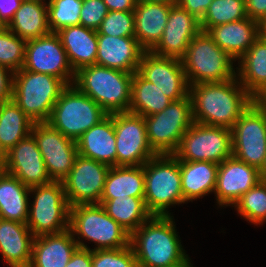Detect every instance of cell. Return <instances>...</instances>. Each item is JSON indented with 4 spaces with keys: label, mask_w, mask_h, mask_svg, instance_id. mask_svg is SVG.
<instances>
[{
    "label": "cell",
    "mask_w": 266,
    "mask_h": 267,
    "mask_svg": "<svg viewBox=\"0 0 266 267\" xmlns=\"http://www.w3.org/2000/svg\"><path fill=\"white\" fill-rule=\"evenodd\" d=\"M7 28L25 40L48 35L51 30L48 24L47 2L23 0Z\"/></svg>",
    "instance_id": "f546056e"
},
{
    "label": "cell",
    "mask_w": 266,
    "mask_h": 267,
    "mask_svg": "<svg viewBox=\"0 0 266 267\" xmlns=\"http://www.w3.org/2000/svg\"><path fill=\"white\" fill-rule=\"evenodd\" d=\"M107 115L93 99L69 85L61 92L47 122L65 137L76 141Z\"/></svg>",
    "instance_id": "ba28073f"
},
{
    "label": "cell",
    "mask_w": 266,
    "mask_h": 267,
    "mask_svg": "<svg viewBox=\"0 0 266 267\" xmlns=\"http://www.w3.org/2000/svg\"><path fill=\"white\" fill-rule=\"evenodd\" d=\"M115 143L114 114L107 115L76 140L79 155L110 167L116 166Z\"/></svg>",
    "instance_id": "7402d4cb"
},
{
    "label": "cell",
    "mask_w": 266,
    "mask_h": 267,
    "mask_svg": "<svg viewBox=\"0 0 266 267\" xmlns=\"http://www.w3.org/2000/svg\"><path fill=\"white\" fill-rule=\"evenodd\" d=\"M27 226L33 235L61 233L69 229L70 206L61 181L30 188Z\"/></svg>",
    "instance_id": "9c48e42d"
},
{
    "label": "cell",
    "mask_w": 266,
    "mask_h": 267,
    "mask_svg": "<svg viewBox=\"0 0 266 267\" xmlns=\"http://www.w3.org/2000/svg\"><path fill=\"white\" fill-rule=\"evenodd\" d=\"M69 229L79 248L90 249L82 238L96 243L91 250L120 249L130 245V234L107 214L101 204L71 206Z\"/></svg>",
    "instance_id": "277c9868"
},
{
    "label": "cell",
    "mask_w": 266,
    "mask_h": 267,
    "mask_svg": "<svg viewBox=\"0 0 266 267\" xmlns=\"http://www.w3.org/2000/svg\"><path fill=\"white\" fill-rule=\"evenodd\" d=\"M248 18L245 0H213L200 20L201 30Z\"/></svg>",
    "instance_id": "d590c367"
},
{
    "label": "cell",
    "mask_w": 266,
    "mask_h": 267,
    "mask_svg": "<svg viewBox=\"0 0 266 267\" xmlns=\"http://www.w3.org/2000/svg\"><path fill=\"white\" fill-rule=\"evenodd\" d=\"M14 72L0 65V104L12 99Z\"/></svg>",
    "instance_id": "7bdbcfd3"
},
{
    "label": "cell",
    "mask_w": 266,
    "mask_h": 267,
    "mask_svg": "<svg viewBox=\"0 0 266 267\" xmlns=\"http://www.w3.org/2000/svg\"><path fill=\"white\" fill-rule=\"evenodd\" d=\"M66 267H92V250L78 247Z\"/></svg>",
    "instance_id": "bcb514c9"
},
{
    "label": "cell",
    "mask_w": 266,
    "mask_h": 267,
    "mask_svg": "<svg viewBox=\"0 0 266 267\" xmlns=\"http://www.w3.org/2000/svg\"><path fill=\"white\" fill-rule=\"evenodd\" d=\"M254 102L261 107L266 108V86L263 90L254 98Z\"/></svg>",
    "instance_id": "681fc988"
},
{
    "label": "cell",
    "mask_w": 266,
    "mask_h": 267,
    "mask_svg": "<svg viewBox=\"0 0 266 267\" xmlns=\"http://www.w3.org/2000/svg\"><path fill=\"white\" fill-rule=\"evenodd\" d=\"M116 166H140L157 154L149 145L144 117L114 113Z\"/></svg>",
    "instance_id": "4fadbf2b"
},
{
    "label": "cell",
    "mask_w": 266,
    "mask_h": 267,
    "mask_svg": "<svg viewBox=\"0 0 266 267\" xmlns=\"http://www.w3.org/2000/svg\"><path fill=\"white\" fill-rule=\"evenodd\" d=\"M5 161H6V153L0 146V163L4 166Z\"/></svg>",
    "instance_id": "11a10c76"
},
{
    "label": "cell",
    "mask_w": 266,
    "mask_h": 267,
    "mask_svg": "<svg viewBox=\"0 0 266 267\" xmlns=\"http://www.w3.org/2000/svg\"><path fill=\"white\" fill-rule=\"evenodd\" d=\"M133 73L90 65L75 73L73 85L108 115L129 112Z\"/></svg>",
    "instance_id": "3957f363"
},
{
    "label": "cell",
    "mask_w": 266,
    "mask_h": 267,
    "mask_svg": "<svg viewBox=\"0 0 266 267\" xmlns=\"http://www.w3.org/2000/svg\"><path fill=\"white\" fill-rule=\"evenodd\" d=\"M171 102L156 85L145 80L137 71L133 73L130 113L150 116L163 111Z\"/></svg>",
    "instance_id": "e575fe53"
},
{
    "label": "cell",
    "mask_w": 266,
    "mask_h": 267,
    "mask_svg": "<svg viewBox=\"0 0 266 267\" xmlns=\"http://www.w3.org/2000/svg\"><path fill=\"white\" fill-rule=\"evenodd\" d=\"M137 72L152 82L165 96L178 101L189 95V84L181 59L164 57L145 51Z\"/></svg>",
    "instance_id": "e0dca14e"
},
{
    "label": "cell",
    "mask_w": 266,
    "mask_h": 267,
    "mask_svg": "<svg viewBox=\"0 0 266 267\" xmlns=\"http://www.w3.org/2000/svg\"><path fill=\"white\" fill-rule=\"evenodd\" d=\"M57 34L75 73L83 67L96 64L98 44L96 30L75 25L63 28Z\"/></svg>",
    "instance_id": "4316f807"
},
{
    "label": "cell",
    "mask_w": 266,
    "mask_h": 267,
    "mask_svg": "<svg viewBox=\"0 0 266 267\" xmlns=\"http://www.w3.org/2000/svg\"><path fill=\"white\" fill-rule=\"evenodd\" d=\"M34 238L27 224L0 218V254L9 267H29Z\"/></svg>",
    "instance_id": "cb8c5ba5"
},
{
    "label": "cell",
    "mask_w": 266,
    "mask_h": 267,
    "mask_svg": "<svg viewBox=\"0 0 266 267\" xmlns=\"http://www.w3.org/2000/svg\"><path fill=\"white\" fill-rule=\"evenodd\" d=\"M237 213L252 224L263 225L266 222V181L244 193L233 205Z\"/></svg>",
    "instance_id": "8d00e7d4"
},
{
    "label": "cell",
    "mask_w": 266,
    "mask_h": 267,
    "mask_svg": "<svg viewBox=\"0 0 266 267\" xmlns=\"http://www.w3.org/2000/svg\"><path fill=\"white\" fill-rule=\"evenodd\" d=\"M237 64L238 81L255 98L266 86V39L260 35Z\"/></svg>",
    "instance_id": "f1b7e54d"
},
{
    "label": "cell",
    "mask_w": 266,
    "mask_h": 267,
    "mask_svg": "<svg viewBox=\"0 0 266 267\" xmlns=\"http://www.w3.org/2000/svg\"><path fill=\"white\" fill-rule=\"evenodd\" d=\"M30 188L17 177L3 171L0 174V218L26 224Z\"/></svg>",
    "instance_id": "4dcf8cb0"
},
{
    "label": "cell",
    "mask_w": 266,
    "mask_h": 267,
    "mask_svg": "<svg viewBox=\"0 0 266 267\" xmlns=\"http://www.w3.org/2000/svg\"><path fill=\"white\" fill-rule=\"evenodd\" d=\"M144 121L152 150L157 155L174 154L194 123L190 96L172 101L163 111L145 116Z\"/></svg>",
    "instance_id": "30bf717a"
},
{
    "label": "cell",
    "mask_w": 266,
    "mask_h": 267,
    "mask_svg": "<svg viewBox=\"0 0 266 267\" xmlns=\"http://www.w3.org/2000/svg\"><path fill=\"white\" fill-rule=\"evenodd\" d=\"M23 69L53 75L67 86L73 85L75 78L57 33L27 40Z\"/></svg>",
    "instance_id": "9a60e30c"
},
{
    "label": "cell",
    "mask_w": 266,
    "mask_h": 267,
    "mask_svg": "<svg viewBox=\"0 0 266 267\" xmlns=\"http://www.w3.org/2000/svg\"><path fill=\"white\" fill-rule=\"evenodd\" d=\"M31 134L36 139L51 180L62 182L78 155L76 141L65 137L48 122L34 123Z\"/></svg>",
    "instance_id": "2e32d148"
},
{
    "label": "cell",
    "mask_w": 266,
    "mask_h": 267,
    "mask_svg": "<svg viewBox=\"0 0 266 267\" xmlns=\"http://www.w3.org/2000/svg\"><path fill=\"white\" fill-rule=\"evenodd\" d=\"M171 5L138 1L134 9V37L145 51H151L160 41L168 21Z\"/></svg>",
    "instance_id": "484cf974"
},
{
    "label": "cell",
    "mask_w": 266,
    "mask_h": 267,
    "mask_svg": "<svg viewBox=\"0 0 266 267\" xmlns=\"http://www.w3.org/2000/svg\"><path fill=\"white\" fill-rule=\"evenodd\" d=\"M190 260L191 259L187 256L183 261L165 267H193L192 261Z\"/></svg>",
    "instance_id": "f907efd6"
},
{
    "label": "cell",
    "mask_w": 266,
    "mask_h": 267,
    "mask_svg": "<svg viewBox=\"0 0 266 267\" xmlns=\"http://www.w3.org/2000/svg\"><path fill=\"white\" fill-rule=\"evenodd\" d=\"M4 171L17 177L29 188L52 182L32 134L6 152Z\"/></svg>",
    "instance_id": "ac0fdd59"
},
{
    "label": "cell",
    "mask_w": 266,
    "mask_h": 267,
    "mask_svg": "<svg viewBox=\"0 0 266 267\" xmlns=\"http://www.w3.org/2000/svg\"><path fill=\"white\" fill-rule=\"evenodd\" d=\"M77 248L70 229L61 233L36 236L29 267H66Z\"/></svg>",
    "instance_id": "d4e9b609"
},
{
    "label": "cell",
    "mask_w": 266,
    "mask_h": 267,
    "mask_svg": "<svg viewBox=\"0 0 266 267\" xmlns=\"http://www.w3.org/2000/svg\"><path fill=\"white\" fill-rule=\"evenodd\" d=\"M100 204L130 235L152 216L146 209L144 198L100 199Z\"/></svg>",
    "instance_id": "836d02e7"
},
{
    "label": "cell",
    "mask_w": 266,
    "mask_h": 267,
    "mask_svg": "<svg viewBox=\"0 0 266 267\" xmlns=\"http://www.w3.org/2000/svg\"><path fill=\"white\" fill-rule=\"evenodd\" d=\"M23 0H0V18L8 25Z\"/></svg>",
    "instance_id": "7dc6e473"
},
{
    "label": "cell",
    "mask_w": 266,
    "mask_h": 267,
    "mask_svg": "<svg viewBox=\"0 0 266 267\" xmlns=\"http://www.w3.org/2000/svg\"><path fill=\"white\" fill-rule=\"evenodd\" d=\"M201 31L200 20L179 4L171 5L162 38L151 52L158 56L182 59L190 41Z\"/></svg>",
    "instance_id": "ffe728a7"
},
{
    "label": "cell",
    "mask_w": 266,
    "mask_h": 267,
    "mask_svg": "<svg viewBox=\"0 0 266 267\" xmlns=\"http://www.w3.org/2000/svg\"><path fill=\"white\" fill-rule=\"evenodd\" d=\"M219 164L180 161L181 187L185 203L214 193Z\"/></svg>",
    "instance_id": "83f0119b"
},
{
    "label": "cell",
    "mask_w": 266,
    "mask_h": 267,
    "mask_svg": "<svg viewBox=\"0 0 266 267\" xmlns=\"http://www.w3.org/2000/svg\"><path fill=\"white\" fill-rule=\"evenodd\" d=\"M96 65L135 73L145 50L134 36L115 37L97 34Z\"/></svg>",
    "instance_id": "44dd1931"
},
{
    "label": "cell",
    "mask_w": 266,
    "mask_h": 267,
    "mask_svg": "<svg viewBox=\"0 0 266 267\" xmlns=\"http://www.w3.org/2000/svg\"><path fill=\"white\" fill-rule=\"evenodd\" d=\"M193 121L231 129L254 98L234 78L189 85Z\"/></svg>",
    "instance_id": "6da1fadb"
},
{
    "label": "cell",
    "mask_w": 266,
    "mask_h": 267,
    "mask_svg": "<svg viewBox=\"0 0 266 267\" xmlns=\"http://www.w3.org/2000/svg\"><path fill=\"white\" fill-rule=\"evenodd\" d=\"M110 166L77 155L69 174L62 180L69 206L100 204Z\"/></svg>",
    "instance_id": "5bb4252c"
},
{
    "label": "cell",
    "mask_w": 266,
    "mask_h": 267,
    "mask_svg": "<svg viewBox=\"0 0 266 267\" xmlns=\"http://www.w3.org/2000/svg\"><path fill=\"white\" fill-rule=\"evenodd\" d=\"M7 29V24L0 18V33Z\"/></svg>",
    "instance_id": "9f6ffc18"
},
{
    "label": "cell",
    "mask_w": 266,
    "mask_h": 267,
    "mask_svg": "<svg viewBox=\"0 0 266 267\" xmlns=\"http://www.w3.org/2000/svg\"><path fill=\"white\" fill-rule=\"evenodd\" d=\"M66 87L60 78L22 68L14 72L12 99L34 123L47 122Z\"/></svg>",
    "instance_id": "8992f818"
},
{
    "label": "cell",
    "mask_w": 266,
    "mask_h": 267,
    "mask_svg": "<svg viewBox=\"0 0 266 267\" xmlns=\"http://www.w3.org/2000/svg\"><path fill=\"white\" fill-rule=\"evenodd\" d=\"M245 4L250 19L260 24L266 19V0H245Z\"/></svg>",
    "instance_id": "f6af8a7d"
},
{
    "label": "cell",
    "mask_w": 266,
    "mask_h": 267,
    "mask_svg": "<svg viewBox=\"0 0 266 267\" xmlns=\"http://www.w3.org/2000/svg\"><path fill=\"white\" fill-rule=\"evenodd\" d=\"M179 161H206L220 164L232 157L231 129L194 122L182 136L173 154Z\"/></svg>",
    "instance_id": "8fae6325"
},
{
    "label": "cell",
    "mask_w": 266,
    "mask_h": 267,
    "mask_svg": "<svg viewBox=\"0 0 266 267\" xmlns=\"http://www.w3.org/2000/svg\"><path fill=\"white\" fill-rule=\"evenodd\" d=\"M207 33L235 61L239 60L261 35L260 23L249 17L212 27Z\"/></svg>",
    "instance_id": "603a6c76"
},
{
    "label": "cell",
    "mask_w": 266,
    "mask_h": 267,
    "mask_svg": "<svg viewBox=\"0 0 266 267\" xmlns=\"http://www.w3.org/2000/svg\"><path fill=\"white\" fill-rule=\"evenodd\" d=\"M143 2H149V3H163L166 5H175L178 4L179 0H138Z\"/></svg>",
    "instance_id": "816d5d0a"
},
{
    "label": "cell",
    "mask_w": 266,
    "mask_h": 267,
    "mask_svg": "<svg viewBox=\"0 0 266 267\" xmlns=\"http://www.w3.org/2000/svg\"><path fill=\"white\" fill-rule=\"evenodd\" d=\"M144 203L152 216H171L170 206L184 204L180 161L173 154L156 155L144 164Z\"/></svg>",
    "instance_id": "5b68a950"
},
{
    "label": "cell",
    "mask_w": 266,
    "mask_h": 267,
    "mask_svg": "<svg viewBox=\"0 0 266 267\" xmlns=\"http://www.w3.org/2000/svg\"><path fill=\"white\" fill-rule=\"evenodd\" d=\"M4 171V166L0 163V174Z\"/></svg>",
    "instance_id": "6f0895ef"
},
{
    "label": "cell",
    "mask_w": 266,
    "mask_h": 267,
    "mask_svg": "<svg viewBox=\"0 0 266 267\" xmlns=\"http://www.w3.org/2000/svg\"><path fill=\"white\" fill-rule=\"evenodd\" d=\"M232 156L260 169L266 157V108L254 101L231 128Z\"/></svg>",
    "instance_id": "7c38bea8"
},
{
    "label": "cell",
    "mask_w": 266,
    "mask_h": 267,
    "mask_svg": "<svg viewBox=\"0 0 266 267\" xmlns=\"http://www.w3.org/2000/svg\"><path fill=\"white\" fill-rule=\"evenodd\" d=\"M135 17L133 11H109L103 19L97 34L125 37L134 36Z\"/></svg>",
    "instance_id": "ab89813d"
},
{
    "label": "cell",
    "mask_w": 266,
    "mask_h": 267,
    "mask_svg": "<svg viewBox=\"0 0 266 267\" xmlns=\"http://www.w3.org/2000/svg\"><path fill=\"white\" fill-rule=\"evenodd\" d=\"M83 0H49L47 1L48 24L51 33L61 29L80 25V11Z\"/></svg>",
    "instance_id": "74e56055"
},
{
    "label": "cell",
    "mask_w": 266,
    "mask_h": 267,
    "mask_svg": "<svg viewBox=\"0 0 266 267\" xmlns=\"http://www.w3.org/2000/svg\"><path fill=\"white\" fill-rule=\"evenodd\" d=\"M92 267H138L132 247L92 250Z\"/></svg>",
    "instance_id": "60d3db41"
},
{
    "label": "cell",
    "mask_w": 266,
    "mask_h": 267,
    "mask_svg": "<svg viewBox=\"0 0 266 267\" xmlns=\"http://www.w3.org/2000/svg\"><path fill=\"white\" fill-rule=\"evenodd\" d=\"M261 36L266 39V19L260 24Z\"/></svg>",
    "instance_id": "db71d44e"
},
{
    "label": "cell",
    "mask_w": 266,
    "mask_h": 267,
    "mask_svg": "<svg viewBox=\"0 0 266 267\" xmlns=\"http://www.w3.org/2000/svg\"><path fill=\"white\" fill-rule=\"evenodd\" d=\"M261 180L266 181V157L263 162V165L259 169Z\"/></svg>",
    "instance_id": "f5cc1de1"
},
{
    "label": "cell",
    "mask_w": 266,
    "mask_h": 267,
    "mask_svg": "<svg viewBox=\"0 0 266 267\" xmlns=\"http://www.w3.org/2000/svg\"><path fill=\"white\" fill-rule=\"evenodd\" d=\"M213 0H179L178 4L201 20Z\"/></svg>",
    "instance_id": "ee69618b"
},
{
    "label": "cell",
    "mask_w": 266,
    "mask_h": 267,
    "mask_svg": "<svg viewBox=\"0 0 266 267\" xmlns=\"http://www.w3.org/2000/svg\"><path fill=\"white\" fill-rule=\"evenodd\" d=\"M261 181L259 169L230 157L219 164L214 194L217 205L232 206Z\"/></svg>",
    "instance_id": "d6986e66"
},
{
    "label": "cell",
    "mask_w": 266,
    "mask_h": 267,
    "mask_svg": "<svg viewBox=\"0 0 266 267\" xmlns=\"http://www.w3.org/2000/svg\"><path fill=\"white\" fill-rule=\"evenodd\" d=\"M34 122L13 99L0 104V146L8 152L20 140L31 134Z\"/></svg>",
    "instance_id": "d6a6232c"
},
{
    "label": "cell",
    "mask_w": 266,
    "mask_h": 267,
    "mask_svg": "<svg viewBox=\"0 0 266 267\" xmlns=\"http://www.w3.org/2000/svg\"><path fill=\"white\" fill-rule=\"evenodd\" d=\"M108 12L103 0H83L80 25L97 31Z\"/></svg>",
    "instance_id": "b9f144b4"
},
{
    "label": "cell",
    "mask_w": 266,
    "mask_h": 267,
    "mask_svg": "<svg viewBox=\"0 0 266 267\" xmlns=\"http://www.w3.org/2000/svg\"><path fill=\"white\" fill-rule=\"evenodd\" d=\"M172 216H151L130 235L138 267H165L188 255L181 244Z\"/></svg>",
    "instance_id": "7a4b0ae2"
},
{
    "label": "cell",
    "mask_w": 266,
    "mask_h": 267,
    "mask_svg": "<svg viewBox=\"0 0 266 267\" xmlns=\"http://www.w3.org/2000/svg\"><path fill=\"white\" fill-rule=\"evenodd\" d=\"M144 193V165L111 166L106 175L101 199H115L125 196L144 198Z\"/></svg>",
    "instance_id": "1f68e13d"
},
{
    "label": "cell",
    "mask_w": 266,
    "mask_h": 267,
    "mask_svg": "<svg viewBox=\"0 0 266 267\" xmlns=\"http://www.w3.org/2000/svg\"><path fill=\"white\" fill-rule=\"evenodd\" d=\"M109 11H134L137 0H103Z\"/></svg>",
    "instance_id": "c3c4849f"
},
{
    "label": "cell",
    "mask_w": 266,
    "mask_h": 267,
    "mask_svg": "<svg viewBox=\"0 0 266 267\" xmlns=\"http://www.w3.org/2000/svg\"><path fill=\"white\" fill-rule=\"evenodd\" d=\"M27 40L8 28L0 33V65L16 72L23 68Z\"/></svg>",
    "instance_id": "f35d334b"
},
{
    "label": "cell",
    "mask_w": 266,
    "mask_h": 267,
    "mask_svg": "<svg viewBox=\"0 0 266 267\" xmlns=\"http://www.w3.org/2000/svg\"><path fill=\"white\" fill-rule=\"evenodd\" d=\"M181 61L189 85L228 81L237 74L233 57L203 31L190 41Z\"/></svg>",
    "instance_id": "52a82bcc"
}]
</instances>
